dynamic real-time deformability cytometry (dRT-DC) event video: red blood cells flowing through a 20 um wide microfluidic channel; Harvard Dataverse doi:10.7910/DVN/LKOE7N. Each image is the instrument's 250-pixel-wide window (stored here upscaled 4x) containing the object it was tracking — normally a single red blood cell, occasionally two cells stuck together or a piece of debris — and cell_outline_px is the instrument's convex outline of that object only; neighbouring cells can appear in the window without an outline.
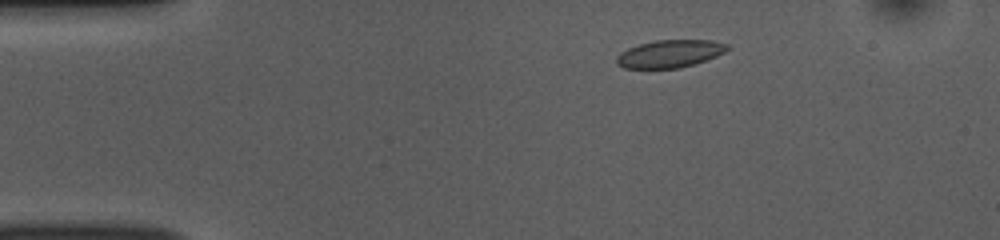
{"species": "common noctule bat (a hibernating species)", "species_latin": "Nyctalus noctula", "temperature_condition": "room temperature", "stored_images_in_passage": 45, "camera_frame_rate_fps": 3000, "um_per_image_px": 0.085, "animal": {"sex": "female", "body_mass_g": 10.0, "forearm_length_mm": 53.1}, "frame": {"image": 1, "passage_image": 2, "time_ms": 0.333, "image_size_px": [1000, 240], "cell_outline_px": [[728, 48], [724, 52], [716, 56], [680, 68], [624, 68], [616, 64], [616, 56], [620, 52], [628, 48], [640, 44], [656, 40], [712, 40], [728, 44]], "centroid_in_image_um": [56.9, 4.56], "position_along_channel_um": 28.1, "area_um2": 17.69}}
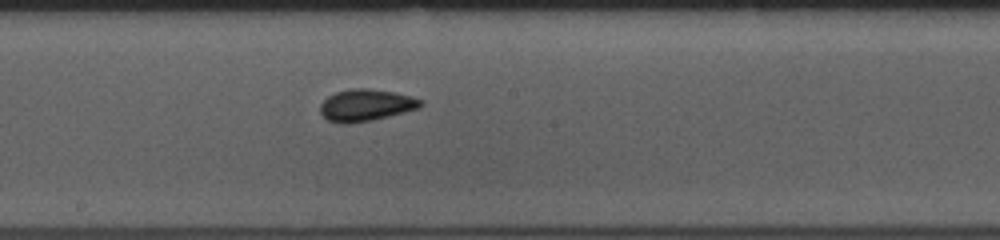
{"frame": {"image": 2, "passage_image": 21, "time_ms": 6.667, "image_size_px": [1000, 240], "cell_outline_px": [[424, 104], [420, 108], [372, 120], [348, 124], [344, 124], [328, 120], [320, 112], [320, 104], [328, 96], [336, 92], [352, 88], [368, 88], [396, 92], [412, 96], [424, 100]], "centroid_in_image_um": [31.14, 8.93], "position_along_channel_um": 217.1, "area_um2": 18.79}}
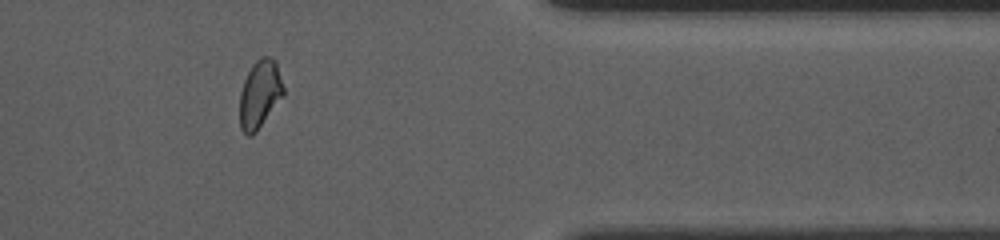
{"frame": {"image": 3, "passage_image": 36, "time_ms": 11.667, "image_size_px": [1000, 240], "cell_outline_px": [[284, 92], [256, 132], [252, 136], [248, 136], [240, 128], [240, 92], [244, 80], [252, 64], [260, 56], [272, 56], [276, 60], [284, 88]], "centroid_in_image_um": [22.07, 7.95], "position_along_channel_um": 389.3, "area_um2": 17.17}, "authors_computed_cell_mechanics": {"area_um2": 17.918, "velocity_mm_per_s": 3.847, "shape_relaxation_time_tau1_ms": 4.3623, "shape_relaxation_time_tau2_ms": 1.7014, "deformation_change_tau1": 0.085, "deformation_change_tau2": 0.0597}}